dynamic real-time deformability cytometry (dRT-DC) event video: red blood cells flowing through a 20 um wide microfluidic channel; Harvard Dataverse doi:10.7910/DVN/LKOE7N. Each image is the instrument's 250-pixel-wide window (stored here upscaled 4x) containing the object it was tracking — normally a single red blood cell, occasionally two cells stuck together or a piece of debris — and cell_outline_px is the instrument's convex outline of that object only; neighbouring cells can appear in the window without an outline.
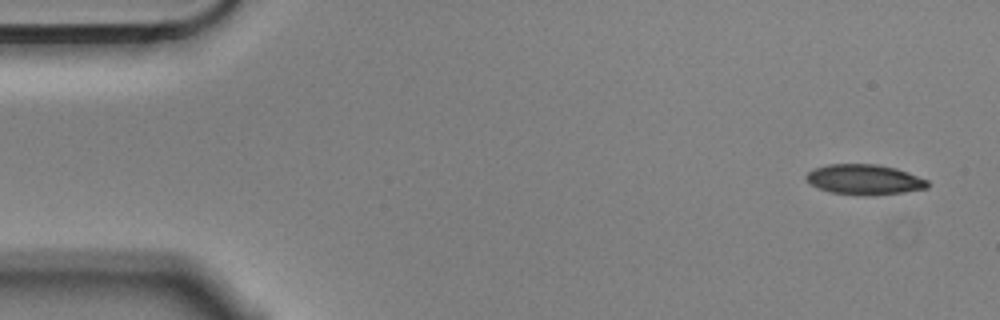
{"species": "Egyptian fruit bat (a non-hibernating species)", "species_latin": "Rousettus aegyptiacus", "temperature_condition": "cold", "stored_images_in_passage": 8, "camera_frame_rate_fps": 3000, "um_per_image_px": 0.085, "animal": {"sex": "male"}, "frame": {"image": 1, "passage_image": 1, "time_ms": 0.0, "image_size_px": [1000, 320], "cell_outline_px": [[928, 188], [904, 192], [832, 192], [820, 188], [812, 184], [804, 176], [808, 172], [816, 168], [828, 164], [876, 164], [896, 168], [908, 172], [928, 180]], "centroid_in_image_um": [73.5, 15.2], "position_along_channel_um": 11.5, "area_um2": 20.17}}
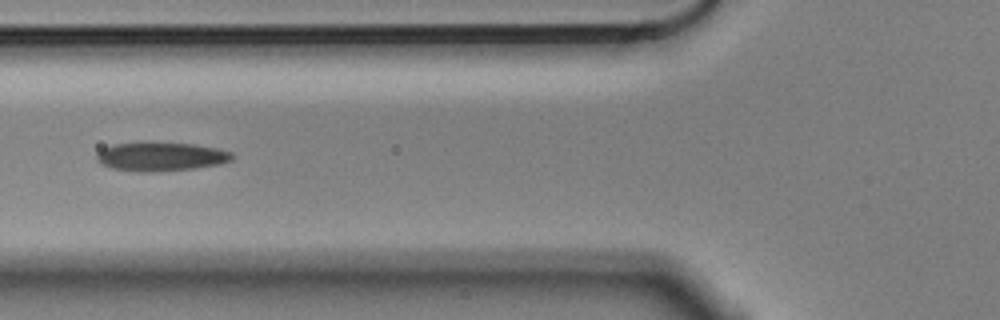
{"frame": {"image": 2, "passage_image": 6, "time_ms": 1.667, "image_size_px": [1000, 320], "cell_outline_px": [[232, 160], [220, 164], [196, 168], [160, 172], [136, 172], [112, 168], [100, 164], [96, 160], [96, 156], [104, 148], [112, 144], [192, 144], [216, 148], [232, 152]], "centroid_in_image_um": [13.68, 13.35], "position_along_channel_um": 112.1, "area_um2": 22.31}}
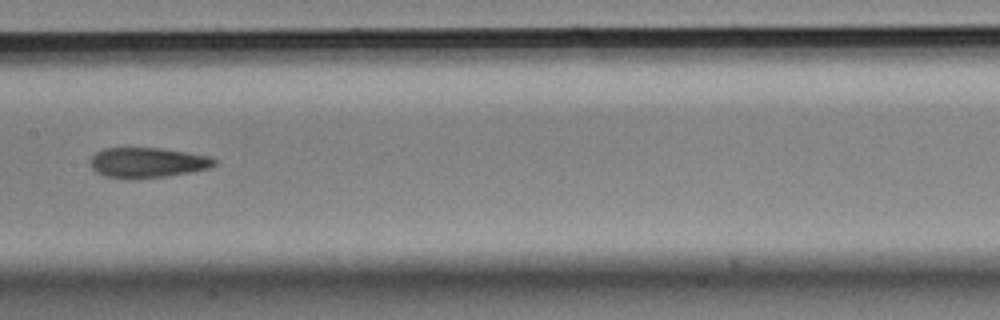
{"frame": {"image": 3, "passage_image": 8, "time_ms": 2.333, "image_size_px": [1000, 320], "cell_outline_px": [[216, 164], [212, 168], [192, 172], [168, 176], [132, 180], [104, 176], [96, 172], [88, 164], [88, 160], [96, 152], [104, 148], [164, 148], [208, 156], [216, 160]], "centroid_in_image_um": [12.51, 13.84], "position_along_channel_um": 194.9, "area_um2": 22.31}}